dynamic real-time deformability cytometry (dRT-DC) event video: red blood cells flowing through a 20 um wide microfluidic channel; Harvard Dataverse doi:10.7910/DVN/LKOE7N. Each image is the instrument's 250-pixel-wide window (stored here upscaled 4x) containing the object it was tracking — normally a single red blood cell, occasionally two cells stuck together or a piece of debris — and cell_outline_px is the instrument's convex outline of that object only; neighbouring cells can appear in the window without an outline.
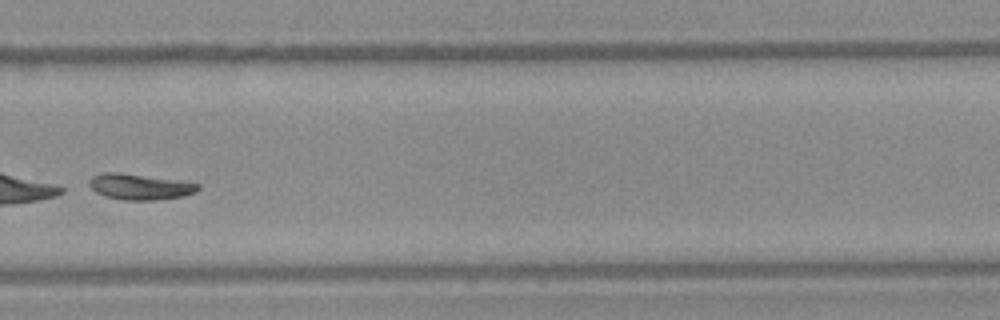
{"species": "Egyptian fruit bat (a non-hibernating species)", "species_latin": "Rousettus aegyptiacus", "temperature_condition": "warm", "stored_images_in_passage": 48, "segment_of_instrument_passage": [2, 2], "camera_frame_rate_fps": 3000, "um_per_image_px": 0.085, "frame": {"image": 1, "passage_image": 34, "time_ms": 11.0, "image_size_px": [1000, 320], "cell_outline_px": [[200, 188], [196, 192], [184, 196], [156, 200], [124, 200], [104, 196], [96, 192], [88, 184], [88, 180], [92, 176], [104, 172], [120, 172], [200, 184]], "centroid_in_image_um": [11.85, 15.88], "position_along_channel_um": 318.0, "area_um2": 16.3}}